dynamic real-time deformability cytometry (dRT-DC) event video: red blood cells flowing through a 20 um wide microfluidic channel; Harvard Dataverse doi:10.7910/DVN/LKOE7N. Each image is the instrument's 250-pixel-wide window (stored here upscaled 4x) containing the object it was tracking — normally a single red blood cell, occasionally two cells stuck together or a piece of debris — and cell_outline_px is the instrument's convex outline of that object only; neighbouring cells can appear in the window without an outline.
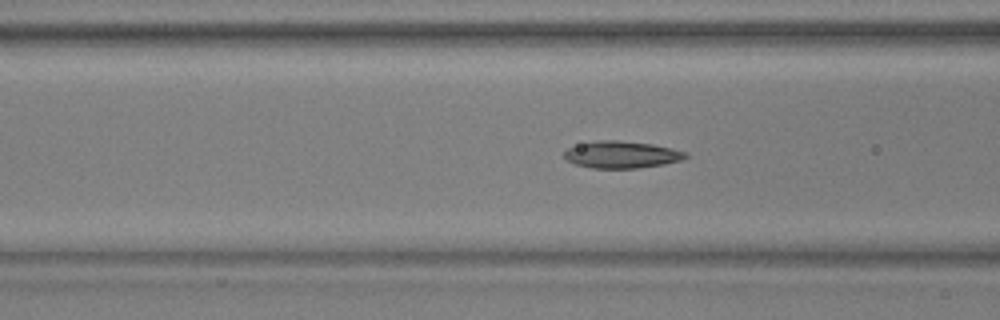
{"species": "common noctule bat (a hibernating species)", "species_latin": "Nyctalus noctula", "temperature_condition": "warm", "stored_images_in_passage": 53, "camera_frame_rate_fps": 3000, "um_per_image_px": 0.085, "animal": {"sex": "male", "body_mass_g": 17.9, "forearm_length_mm": 54.2}, "frame": {"image": 1, "passage_image": 20, "time_ms": 6.333, "image_size_px": [1000, 320], "cell_outline_px": [[688, 156], [680, 160], [664, 164], [636, 168], [592, 168], [576, 164], [568, 160], [564, 156], [564, 152], [568, 148], [580, 144], [600, 140], [616, 140], [652, 144], [672, 148], [688, 152]], "centroid_in_image_um": [52.86, 13.14], "position_along_channel_um": 113.7, "area_um2": 18.9}}
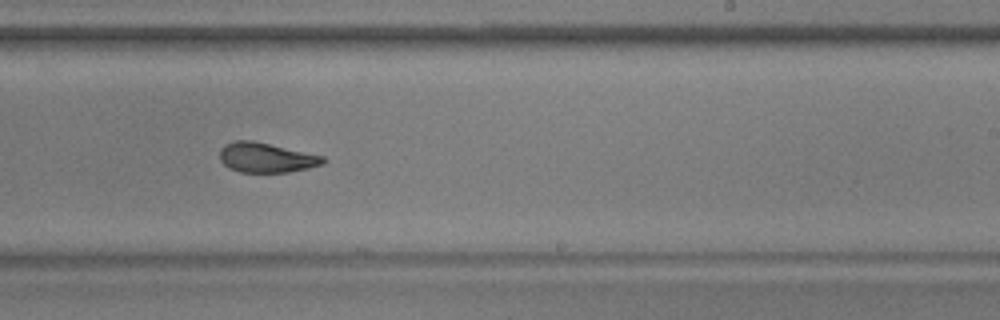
{"frame": {"image": 2, "passage_image": 32, "time_ms": 10.333, "image_size_px": [1000, 320], "cell_outline_px": [[328, 160], [324, 164], [308, 168], [288, 172], [240, 172], [228, 168], [220, 160], [220, 148], [224, 144], [236, 140], [252, 140], [324, 156]], "centroid_in_image_um": [22.63, 13.39], "position_along_channel_um": 266.4, "area_um2": 18.03}}
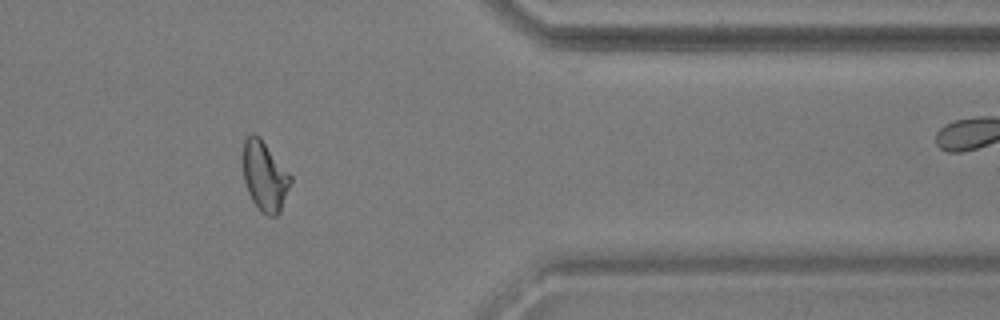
{"frame": {"image": 3, "passage_image": 43, "time_ms": 14.0, "image_size_px": [1000, 320], "cell_outline_px": [[292, 180], [280, 212], [276, 216], [268, 216], [260, 212], [252, 200], [248, 192], [244, 180], [244, 140], [252, 132], [256, 132], [260, 136], [292, 176]], "centroid_in_image_um": [22.51, 14.97], "position_along_channel_um": 388.9, "area_um2": 19.36}, "authors_computed_cell_mechanics": {"area_um2": 19.0162, "velocity_mm_per_s": 3.8215, "shape_relaxation_time_tau1_ms": 8.4841, "shape_relaxation_time_tau2_ms": 2.0205, "deformation_change_tau1": 0.2079, "deformation_change_tau2": 0.0886}}